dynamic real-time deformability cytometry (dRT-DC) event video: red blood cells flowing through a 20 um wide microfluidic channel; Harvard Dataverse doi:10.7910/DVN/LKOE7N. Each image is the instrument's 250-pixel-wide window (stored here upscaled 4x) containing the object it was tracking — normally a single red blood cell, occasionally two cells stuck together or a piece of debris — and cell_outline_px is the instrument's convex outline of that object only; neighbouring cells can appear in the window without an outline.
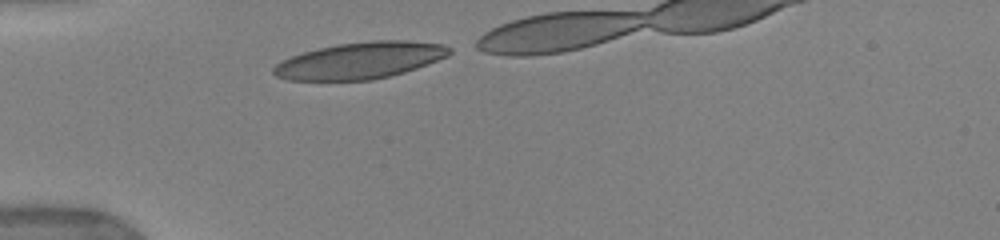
{"species": "human", "species_latin": "Homo sapiens", "temperature_condition": "warm", "stored_images_in_passage": 10, "camera_frame_rate_fps": 3000, "um_per_image_px": 0.085, "donor": {"sex": "female"}, "frame": {"image": 1, "passage_image": 1, "time_ms": 0.0, "image_size_px": [1000, 240], "cell_outline_px": [[452, 52], [448, 56], [428, 64], [404, 72], [372, 80], [288, 80], [276, 76], [272, 72], [272, 68], [280, 60], [304, 52], [336, 44], [372, 40], [404, 40], [444, 44], [452, 48]], "centroid_in_image_um": [30.62, 5.13], "position_along_channel_um": 54.4, "area_um2": 37.57}}